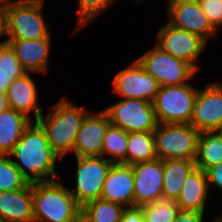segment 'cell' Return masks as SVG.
<instances>
[{
  "label": "cell",
  "instance_id": "5",
  "mask_svg": "<svg viewBox=\"0 0 222 222\" xmlns=\"http://www.w3.org/2000/svg\"><path fill=\"white\" fill-rule=\"evenodd\" d=\"M197 92L190 83L160 86L152 102L158 123L189 124Z\"/></svg>",
  "mask_w": 222,
  "mask_h": 222
},
{
  "label": "cell",
  "instance_id": "1",
  "mask_svg": "<svg viewBox=\"0 0 222 222\" xmlns=\"http://www.w3.org/2000/svg\"><path fill=\"white\" fill-rule=\"evenodd\" d=\"M12 160L29 183L47 182L58 179L57 160L60 156L51 148L46 133L37 121H32L21 139L9 153Z\"/></svg>",
  "mask_w": 222,
  "mask_h": 222
},
{
  "label": "cell",
  "instance_id": "35",
  "mask_svg": "<svg viewBox=\"0 0 222 222\" xmlns=\"http://www.w3.org/2000/svg\"><path fill=\"white\" fill-rule=\"evenodd\" d=\"M6 0H0V37H4V8Z\"/></svg>",
  "mask_w": 222,
  "mask_h": 222
},
{
  "label": "cell",
  "instance_id": "20",
  "mask_svg": "<svg viewBox=\"0 0 222 222\" xmlns=\"http://www.w3.org/2000/svg\"><path fill=\"white\" fill-rule=\"evenodd\" d=\"M209 194L206 171L195 167L185 179L176 203L179 210L205 213Z\"/></svg>",
  "mask_w": 222,
  "mask_h": 222
},
{
  "label": "cell",
  "instance_id": "10",
  "mask_svg": "<svg viewBox=\"0 0 222 222\" xmlns=\"http://www.w3.org/2000/svg\"><path fill=\"white\" fill-rule=\"evenodd\" d=\"M156 46L173 57L191 65L197 72L196 63L208 44L203 38L186 30L173 27L168 22L161 26L157 33Z\"/></svg>",
  "mask_w": 222,
  "mask_h": 222
},
{
  "label": "cell",
  "instance_id": "16",
  "mask_svg": "<svg viewBox=\"0 0 222 222\" xmlns=\"http://www.w3.org/2000/svg\"><path fill=\"white\" fill-rule=\"evenodd\" d=\"M101 199L134 207V177L132 165L113 163L105 178Z\"/></svg>",
  "mask_w": 222,
  "mask_h": 222
},
{
  "label": "cell",
  "instance_id": "30",
  "mask_svg": "<svg viewBox=\"0 0 222 222\" xmlns=\"http://www.w3.org/2000/svg\"><path fill=\"white\" fill-rule=\"evenodd\" d=\"M145 222H174L179 207L176 200H159L140 206Z\"/></svg>",
  "mask_w": 222,
  "mask_h": 222
},
{
  "label": "cell",
  "instance_id": "18",
  "mask_svg": "<svg viewBox=\"0 0 222 222\" xmlns=\"http://www.w3.org/2000/svg\"><path fill=\"white\" fill-rule=\"evenodd\" d=\"M6 98L8 107L21 112L32 121H37L43 114L38 101L37 85L32 76H30V73H25L11 82L6 93ZM30 113L33 114L34 120L31 118Z\"/></svg>",
  "mask_w": 222,
  "mask_h": 222
},
{
  "label": "cell",
  "instance_id": "32",
  "mask_svg": "<svg viewBox=\"0 0 222 222\" xmlns=\"http://www.w3.org/2000/svg\"><path fill=\"white\" fill-rule=\"evenodd\" d=\"M209 190L212 186L222 191V163L209 167L206 170Z\"/></svg>",
  "mask_w": 222,
  "mask_h": 222
},
{
  "label": "cell",
  "instance_id": "39",
  "mask_svg": "<svg viewBox=\"0 0 222 222\" xmlns=\"http://www.w3.org/2000/svg\"><path fill=\"white\" fill-rule=\"evenodd\" d=\"M143 1H145V0H134V2L136 3V5L141 4Z\"/></svg>",
  "mask_w": 222,
  "mask_h": 222
},
{
  "label": "cell",
  "instance_id": "9",
  "mask_svg": "<svg viewBox=\"0 0 222 222\" xmlns=\"http://www.w3.org/2000/svg\"><path fill=\"white\" fill-rule=\"evenodd\" d=\"M76 189L69 188V192L77 203L83 207L87 202L101 197L103 184L113 162L103 156H80L75 157Z\"/></svg>",
  "mask_w": 222,
  "mask_h": 222
},
{
  "label": "cell",
  "instance_id": "24",
  "mask_svg": "<svg viewBox=\"0 0 222 222\" xmlns=\"http://www.w3.org/2000/svg\"><path fill=\"white\" fill-rule=\"evenodd\" d=\"M157 159L153 132H129L126 164L152 161Z\"/></svg>",
  "mask_w": 222,
  "mask_h": 222
},
{
  "label": "cell",
  "instance_id": "2",
  "mask_svg": "<svg viewBox=\"0 0 222 222\" xmlns=\"http://www.w3.org/2000/svg\"><path fill=\"white\" fill-rule=\"evenodd\" d=\"M90 112L92 111L77 106L64 96L47 115L44 116L43 112L38 118L37 122L44 129L49 145L61 159L67 153H73L77 133Z\"/></svg>",
  "mask_w": 222,
  "mask_h": 222
},
{
  "label": "cell",
  "instance_id": "8",
  "mask_svg": "<svg viewBox=\"0 0 222 222\" xmlns=\"http://www.w3.org/2000/svg\"><path fill=\"white\" fill-rule=\"evenodd\" d=\"M110 123L129 132H154L159 124L152 102L137 99H121L103 108Z\"/></svg>",
  "mask_w": 222,
  "mask_h": 222
},
{
  "label": "cell",
  "instance_id": "27",
  "mask_svg": "<svg viewBox=\"0 0 222 222\" xmlns=\"http://www.w3.org/2000/svg\"><path fill=\"white\" fill-rule=\"evenodd\" d=\"M25 73L10 45L0 42V93L6 94L11 82Z\"/></svg>",
  "mask_w": 222,
  "mask_h": 222
},
{
  "label": "cell",
  "instance_id": "36",
  "mask_svg": "<svg viewBox=\"0 0 222 222\" xmlns=\"http://www.w3.org/2000/svg\"><path fill=\"white\" fill-rule=\"evenodd\" d=\"M8 107L6 94L0 93V113Z\"/></svg>",
  "mask_w": 222,
  "mask_h": 222
},
{
  "label": "cell",
  "instance_id": "29",
  "mask_svg": "<svg viewBox=\"0 0 222 222\" xmlns=\"http://www.w3.org/2000/svg\"><path fill=\"white\" fill-rule=\"evenodd\" d=\"M114 2L116 0H78L77 24L73 33H77L83 28L85 29L97 16L99 17L111 5H114Z\"/></svg>",
  "mask_w": 222,
  "mask_h": 222
},
{
  "label": "cell",
  "instance_id": "11",
  "mask_svg": "<svg viewBox=\"0 0 222 222\" xmlns=\"http://www.w3.org/2000/svg\"><path fill=\"white\" fill-rule=\"evenodd\" d=\"M113 93L123 99L153 102L160 85L137 60L120 70L113 78Z\"/></svg>",
  "mask_w": 222,
  "mask_h": 222
},
{
  "label": "cell",
  "instance_id": "3",
  "mask_svg": "<svg viewBox=\"0 0 222 222\" xmlns=\"http://www.w3.org/2000/svg\"><path fill=\"white\" fill-rule=\"evenodd\" d=\"M33 216L35 222H73L82 207L58 179L32 183Z\"/></svg>",
  "mask_w": 222,
  "mask_h": 222
},
{
  "label": "cell",
  "instance_id": "15",
  "mask_svg": "<svg viewBox=\"0 0 222 222\" xmlns=\"http://www.w3.org/2000/svg\"><path fill=\"white\" fill-rule=\"evenodd\" d=\"M108 114L102 109L95 113H89L78 133L73 147L76 157L102 156L103 139L110 125Z\"/></svg>",
  "mask_w": 222,
  "mask_h": 222
},
{
  "label": "cell",
  "instance_id": "17",
  "mask_svg": "<svg viewBox=\"0 0 222 222\" xmlns=\"http://www.w3.org/2000/svg\"><path fill=\"white\" fill-rule=\"evenodd\" d=\"M52 37L37 40H4L27 73H47Z\"/></svg>",
  "mask_w": 222,
  "mask_h": 222
},
{
  "label": "cell",
  "instance_id": "7",
  "mask_svg": "<svg viewBox=\"0 0 222 222\" xmlns=\"http://www.w3.org/2000/svg\"><path fill=\"white\" fill-rule=\"evenodd\" d=\"M154 46L136 59L138 63L157 80L160 86L189 83L188 81H191L197 71L185 61Z\"/></svg>",
  "mask_w": 222,
  "mask_h": 222
},
{
  "label": "cell",
  "instance_id": "6",
  "mask_svg": "<svg viewBox=\"0 0 222 222\" xmlns=\"http://www.w3.org/2000/svg\"><path fill=\"white\" fill-rule=\"evenodd\" d=\"M153 135L158 159L195 160L199 132L191 124L159 123Z\"/></svg>",
  "mask_w": 222,
  "mask_h": 222
},
{
  "label": "cell",
  "instance_id": "28",
  "mask_svg": "<svg viewBox=\"0 0 222 222\" xmlns=\"http://www.w3.org/2000/svg\"><path fill=\"white\" fill-rule=\"evenodd\" d=\"M7 156L9 154H0V192L25 188L28 180Z\"/></svg>",
  "mask_w": 222,
  "mask_h": 222
},
{
  "label": "cell",
  "instance_id": "4",
  "mask_svg": "<svg viewBox=\"0 0 222 222\" xmlns=\"http://www.w3.org/2000/svg\"><path fill=\"white\" fill-rule=\"evenodd\" d=\"M45 0H6L4 36L6 40H37L51 37L43 14Z\"/></svg>",
  "mask_w": 222,
  "mask_h": 222
},
{
  "label": "cell",
  "instance_id": "33",
  "mask_svg": "<svg viewBox=\"0 0 222 222\" xmlns=\"http://www.w3.org/2000/svg\"><path fill=\"white\" fill-rule=\"evenodd\" d=\"M121 222H145L142 208L139 206L126 207L122 212Z\"/></svg>",
  "mask_w": 222,
  "mask_h": 222
},
{
  "label": "cell",
  "instance_id": "21",
  "mask_svg": "<svg viewBox=\"0 0 222 222\" xmlns=\"http://www.w3.org/2000/svg\"><path fill=\"white\" fill-rule=\"evenodd\" d=\"M32 122L27 116L7 107L0 113V154H9Z\"/></svg>",
  "mask_w": 222,
  "mask_h": 222
},
{
  "label": "cell",
  "instance_id": "34",
  "mask_svg": "<svg viewBox=\"0 0 222 222\" xmlns=\"http://www.w3.org/2000/svg\"><path fill=\"white\" fill-rule=\"evenodd\" d=\"M205 214L197 211L179 210L174 222H205Z\"/></svg>",
  "mask_w": 222,
  "mask_h": 222
},
{
  "label": "cell",
  "instance_id": "38",
  "mask_svg": "<svg viewBox=\"0 0 222 222\" xmlns=\"http://www.w3.org/2000/svg\"><path fill=\"white\" fill-rule=\"evenodd\" d=\"M214 222H222V214H220L219 216H216L214 219Z\"/></svg>",
  "mask_w": 222,
  "mask_h": 222
},
{
  "label": "cell",
  "instance_id": "14",
  "mask_svg": "<svg viewBox=\"0 0 222 222\" xmlns=\"http://www.w3.org/2000/svg\"><path fill=\"white\" fill-rule=\"evenodd\" d=\"M134 177V206H142L163 199V160L132 165Z\"/></svg>",
  "mask_w": 222,
  "mask_h": 222
},
{
  "label": "cell",
  "instance_id": "25",
  "mask_svg": "<svg viewBox=\"0 0 222 222\" xmlns=\"http://www.w3.org/2000/svg\"><path fill=\"white\" fill-rule=\"evenodd\" d=\"M127 143L128 133L110 124L104 135L102 156L113 163L126 164Z\"/></svg>",
  "mask_w": 222,
  "mask_h": 222
},
{
  "label": "cell",
  "instance_id": "23",
  "mask_svg": "<svg viewBox=\"0 0 222 222\" xmlns=\"http://www.w3.org/2000/svg\"><path fill=\"white\" fill-rule=\"evenodd\" d=\"M196 167L206 171L222 163V133L220 131L200 132L197 139Z\"/></svg>",
  "mask_w": 222,
  "mask_h": 222
},
{
  "label": "cell",
  "instance_id": "31",
  "mask_svg": "<svg viewBox=\"0 0 222 222\" xmlns=\"http://www.w3.org/2000/svg\"><path fill=\"white\" fill-rule=\"evenodd\" d=\"M211 26L218 32L222 27V0H198Z\"/></svg>",
  "mask_w": 222,
  "mask_h": 222
},
{
  "label": "cell",
  "instance_id": "12",
  "mask_svg": "<svg viewBox=\"0 0 222 222\" xmlns=\"http://www.w3.org/2000/svg\"><path fill=\"white\" fill-rule=\"evenodd\" d=\"M189 124L199 133L222 128V80L198 89Z\"/></svg>",
  "mask_w": 222,
  "mask_h": 222
},
{
  "label": "cell",
  "instance_id": "13",
  "mask_svg": "<svg viewBox=\"0 0 222 222\" xmlns=\"http://www.w3.org/2000/svg\"><path fill=\"white\" fill-rule=\"evenodd\" d=\"M167 5L168 23L173 27L199 35L207 43L209 37L217 36L198 0H169Z\"/></svg>",
  "mask_w": 222,
  "mask_h": 222
},
{
  "label": "cell",
  "instance_id": "19",
  "mask_svg": "<svg viewBox=\"0 0 222 222\" xmlns=\"http://www.w3.org/2000/svg\"><path fill=\"white\" fill-rule=\"evenodd\" d=\"M0 219L2 222H32V183L25 188L0 192Z\"/></svg>",
  "mask_w": 222,
  "mask_h": 222
},
{
  "label": "cell",
  "instance_id": "26",
  "mask_svg": "<svg viewBox=\"0 0 222 222\" xmlns=\"http://www.w3.org/2000/svg\"><path fill=\"white\" fill-rule=\"evenodd\" d=\"M124 206L101 198L87 202L81 214L88 222H121Z\"/></svg>",
  "mask_w": 222,
  "mask_h": 222
},
{
  "label": "cell",
  "instance_id": "22",
  "mask_svg": "<svg viewBox=\"0 0 222 222\" xmlns=\"http://www.w3.org/2000/svg\"><path fill=\"white\" fill-rule=\"evenodd\" d=\"M196 167L194 161L184 159L163 160V199L177 200L184 181Z\"/></svg>",
  "mask_w": 222,
  "mask_h": 222
},
{
  "label": "cell",
  "instance_id": "37",
  "mask_svg": "<svg viewBox=\"0 0 222 222\" xmlns=\"http://www.w3.org/2000/svg\"><path fill=\"white\" fill-rule=\"evenodd\" d=\"M73 222H88L86 218L81 214L76 220Z\"/></svg>",
  "mask_w": 222,
  "mask_h": 222
}]
</instances>
